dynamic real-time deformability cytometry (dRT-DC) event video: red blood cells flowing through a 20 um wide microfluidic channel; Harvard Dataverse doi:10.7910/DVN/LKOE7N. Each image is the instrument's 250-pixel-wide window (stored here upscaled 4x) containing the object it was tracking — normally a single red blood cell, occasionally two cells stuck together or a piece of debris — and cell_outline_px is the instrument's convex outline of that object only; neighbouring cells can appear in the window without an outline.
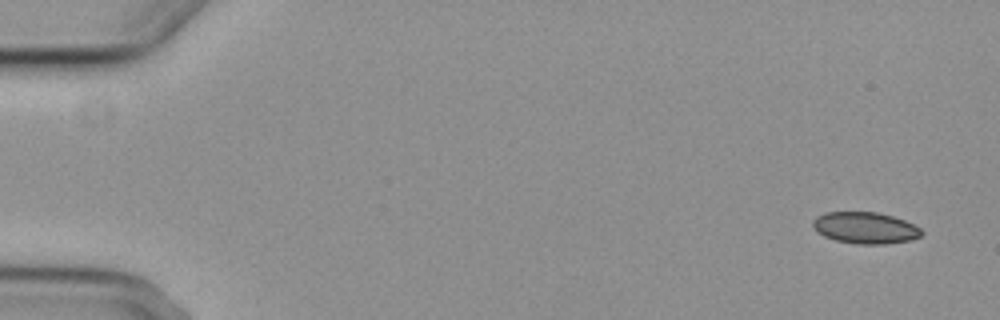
{"species": "common noctule bat (a hibernating species)", "species_latin": "Nyctalus noctula", "temperature_condition": "cold", "stored_images_in_passage": 5, "camera_frame_rate_fps": 3000, "um_per_image_px": 0.085, "animal": {"sex": "female", "body_mass_g": 29.2, "forearm_length_mm": 56.3}, "frame": {"image": 1, "passage_image": 1, "time_ms": 0.0, "image_size_px": [1000, 320], "cell_outline_px": [[924, 232], [920, 236], [908, 240], [884, 244], [860, 244], [836, 240], [824, 236], [816, 232], [812, 224], [812, 220], [816, 216], [824, 212], [876, 212], [892, 216], [904, 220], [920, 228]], "centroid_in_image_um": [73.5, 19.36], "position_along_channel_um": 11.5, "area_um2": 19.88}}